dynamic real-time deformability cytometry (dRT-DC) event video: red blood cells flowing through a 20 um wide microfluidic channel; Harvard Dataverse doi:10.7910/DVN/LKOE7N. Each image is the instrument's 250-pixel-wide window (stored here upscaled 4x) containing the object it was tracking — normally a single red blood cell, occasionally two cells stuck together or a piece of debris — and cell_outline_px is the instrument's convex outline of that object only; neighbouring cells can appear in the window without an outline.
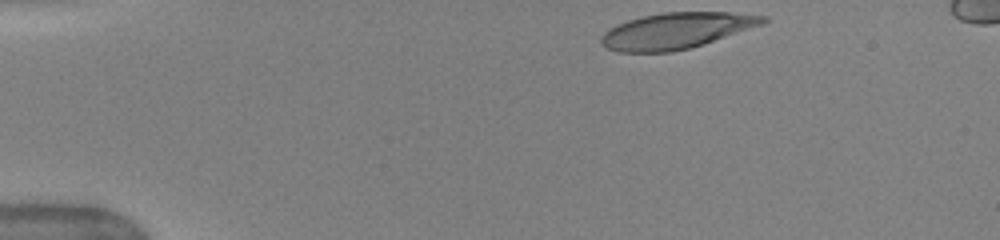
{"species": "human", "species_latin": "Homo sapiens", "temperature_condition": "warm", "stored_images_in_passage": 44, "camera_frame_rate_fps": 3000, "um_per_image_px": 0.085, "donor": {"sex": "female"}, "frame": {"image": 1, "passage_image": 1, "time_ms": 0.0, "image_size_px": [1000, 240], "cell_outline_px": [[768, 20], [764, 24], [704, 44], [672, 52], [620, 52], [608, 48], [600, 44], [600, 36], [604, 32], [616, 24], [628, 20], [644, 16], [664, 12], [728, 12], [768, 16]], "centroid_in_image_um": [57.49, 2.61], "position_along_channel_um": 27.5, "area_um2": 33.99}}
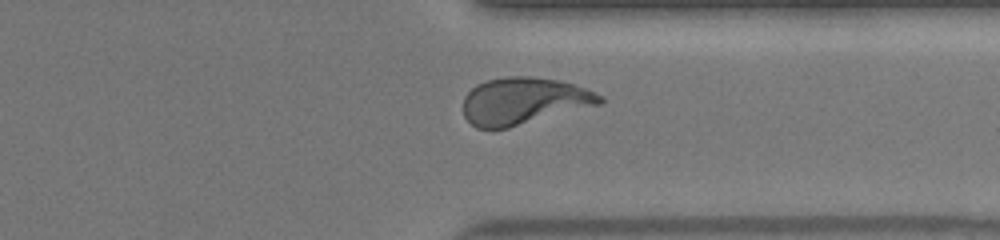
{"frame": {"image": 2, "passage_image": 32, "time_ms": 10.333, "image_size_px": [1000, 240], "cell_outline_px": [[604, 100], [600, 104], [508, 128], [476, 128], [464, 116], [464, 96], [476, 84], [488, 80], [508, 76], [528, 76], [560, 80], [584, 88], [604, 96]], "centroid_in_image_um": [44.51, 8.58], "position_along_channel_um": 366.9, "area_um2": 37.17}}
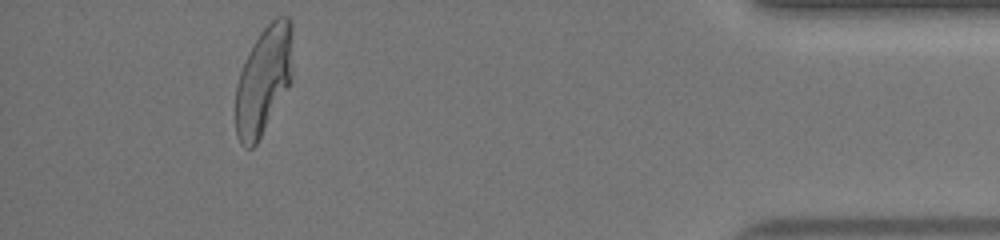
{"frame": {"image": 3, "passage_image": 39, "time_ms": 12.667, "image_size_px": [1000, 240], "cell_outline_px": [[292, 80], [256, 144], [252, 148], [244, 148], [240, 144], [236, 136], [236, 84], [240, 72], [248, 52], [252, 44], [260, 32], [276, 16], [288, 16], [292, 24]], "centroid_in_image_um": [22.4, 6.8], "position_along_channel_um": 412.8, "area_um2": 36.01}}